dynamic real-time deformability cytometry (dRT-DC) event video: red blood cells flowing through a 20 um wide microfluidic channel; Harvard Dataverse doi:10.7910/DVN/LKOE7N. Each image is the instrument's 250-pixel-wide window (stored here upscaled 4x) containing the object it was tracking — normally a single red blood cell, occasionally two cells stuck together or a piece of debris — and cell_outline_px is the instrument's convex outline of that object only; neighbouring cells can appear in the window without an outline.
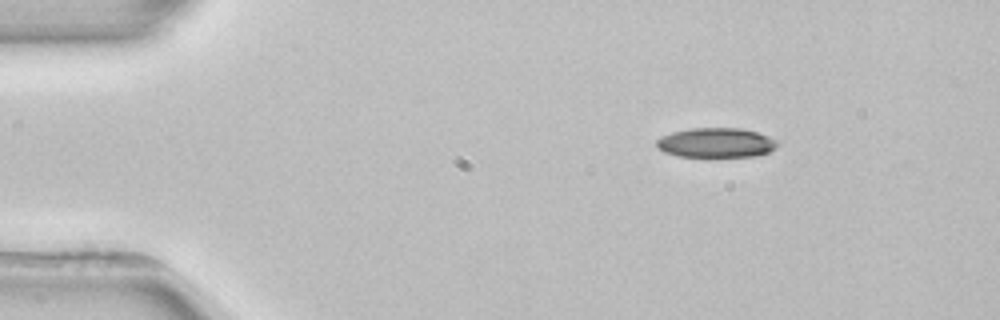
{"species": "common noctule bat (a hibernating species)", "species_latin": "Nyctalus noctula", "temperature_condition": "room temperature", "stored_images_in_passage": 3, "camera_frame_rate_fps": 3000, "um_per_image_px": 0.085, "animal": {"sex": "female", "body_mass_g": 22.7, "forearm_length_mm": 54.2}, "frame": {"image": 1, "passage_image": 1, "time_ms": 0.0, "image_size_px": [1000, 320], "cell_outline_px": [[780, 144], [776, 148], [768, 152], [756, 156], [676, 156], [664, 152], [656, 148], [656, 140], [660, 136], [672, 132], [692, 128], [740, 128], [756, 132], [768, 136], [776, 140]], "centroid_in_image_um": [60.84, 12.13], "position_along_channel_um": 24.2, "area_um2": 20.92}}
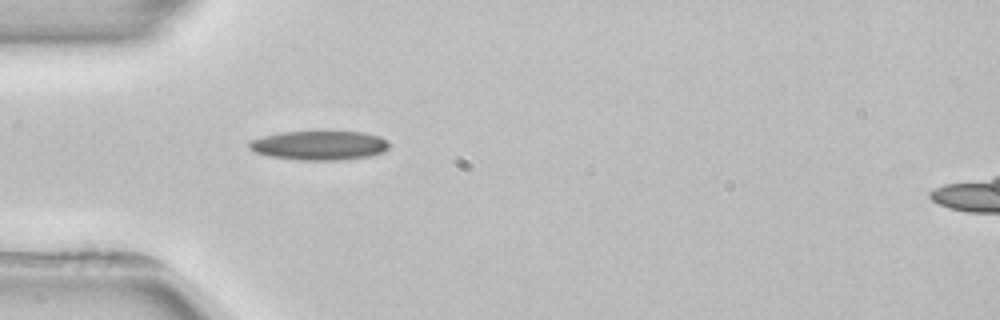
{"frame": {"image": 2, "passage_image": 3, "time_ms": 2.667, "image_size_px": [1000, 320], "cell_outline_px": [[388, 148], [384, 152], [368, 156], [340, 160], [296, 160], [268, 156], [256, 152], [248, 148], [248, 140], [280, 132], [364, 132], [380, 136], [388, 144]], "centroid_in_image_um": [27.09, 12.36], "position_along_channel_um": 57.9, "area_um2": 23.81}}